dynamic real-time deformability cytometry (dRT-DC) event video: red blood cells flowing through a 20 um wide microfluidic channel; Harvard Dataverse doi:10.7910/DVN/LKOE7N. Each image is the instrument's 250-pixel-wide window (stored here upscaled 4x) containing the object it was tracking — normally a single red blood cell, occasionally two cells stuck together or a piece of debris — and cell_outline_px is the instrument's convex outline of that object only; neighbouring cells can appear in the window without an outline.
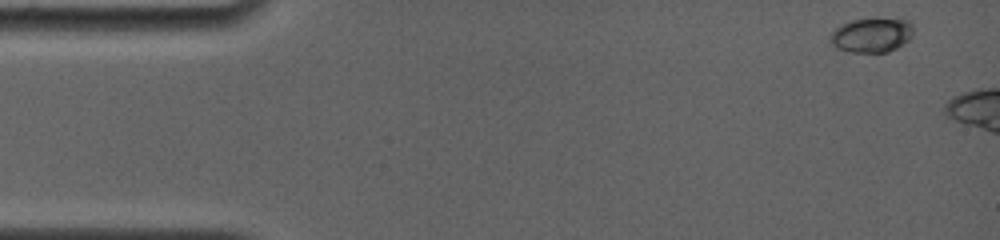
{"species": "common noctule bat (a hibernating species)", "species_latin": "Nyctalus noctula", "temperature_condition": "room temperature", "stored_images_in_passage": 15, "camera_frame_rate_fps": 4000, "um_per_image_px": 0.085, "animal": {"sex": "female", "body_mass_g": 19.0, "forearm_length_mm": 56.7}, "frame": {"image": 1, "passage_image": 1, "time_ms": 0.0, "image_size_px": [1000, 240], "cell_outline_px": [[912, 36], [904, 44], [888, 52], [848, 52], [836, 48], [828, 40], [828, 36], [840, 24], [852, 20], [900, 16], [908, 20], [912, 24]], "centroid_in_image_um": [74.1, 2.95], "position_along_channel_um": 10.9, "area_um2": 17.34}}
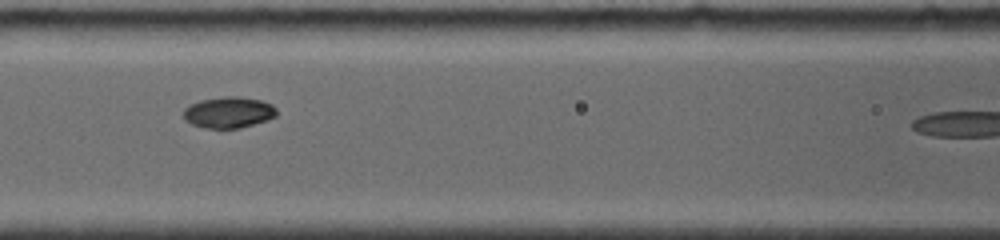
{"frame": {"image": 2, "passage_image": 7, "time_ms": 6.5, "image_size_px": [1000, 240], "cell_outline_px": [[276, 116], [268, 120], [240, 128], [204, 128], [192, 124], [184, 120], [184, 108], [188, 104], [200, 100], [224, 96], [240, 96], [260, 100], [272, 104], [276, 108]], "centroid_in_image_um": [19.42, 9.54], "position_along_channel_um": 147.2, "area_um2": 17.11}}
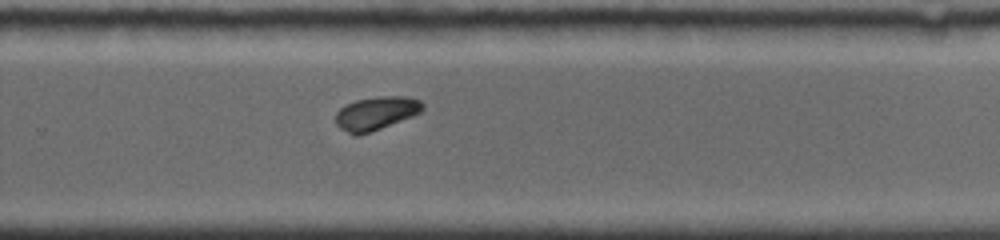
{"frame": {"image": 3, "passage_image": 15, "time_ms": 10.5, "image_size_px": [1000, 240], "cell_outline_px": [[424, 108], [420, 112], [412, 116], [380, 128], [356, 136], [352, 136], [340, 128], [336, 124], [336, 112], [344, 104], [356, 100], [380, 96], [404, 96], [420, 100], [424, 104]], "centroid_in_image_um": [31.94, 9.62], "position_along_channel_um": 297.9, "area_um2": 16.88}}